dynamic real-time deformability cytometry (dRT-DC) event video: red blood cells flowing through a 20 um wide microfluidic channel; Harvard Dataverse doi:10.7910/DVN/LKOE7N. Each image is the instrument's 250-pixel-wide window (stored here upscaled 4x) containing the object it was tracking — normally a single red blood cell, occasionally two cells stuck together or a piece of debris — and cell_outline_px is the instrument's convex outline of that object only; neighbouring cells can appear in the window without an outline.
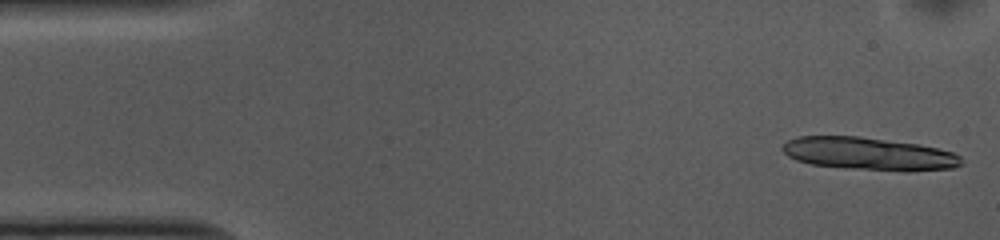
{"species": "common noctule bat (a hibernating species)", "species_latin": "Nyctalus noctula", "temperature_condition": "cold", "stored_images_in_passage": 11, "camera_frame_rate_fps": 3000, "um_per_image_px": 0.085, "animal": {"sex": "female", "body_mass_g": 10.0, "forearm_length_mm": 53.1}, "frame": {"image": 1, "passage_image": 1, "time_ms": 0.0, "image_size_px": [1000, 240], "cell_outline_px": [[964, 164], [956, 168], [908, 172], [904, 172], [844, 168], [812, 164], [796, 160], [788, 156], [780, 148], [788, 140], [796, 136], [860, 136], [916, 144], [936, 148], [952, 152], [960, 156], [964, 160]], "centroid_in_image_um": [73.89, 13.09], "position_along_channel_um": 11.1, "area_um2": 34.51}}